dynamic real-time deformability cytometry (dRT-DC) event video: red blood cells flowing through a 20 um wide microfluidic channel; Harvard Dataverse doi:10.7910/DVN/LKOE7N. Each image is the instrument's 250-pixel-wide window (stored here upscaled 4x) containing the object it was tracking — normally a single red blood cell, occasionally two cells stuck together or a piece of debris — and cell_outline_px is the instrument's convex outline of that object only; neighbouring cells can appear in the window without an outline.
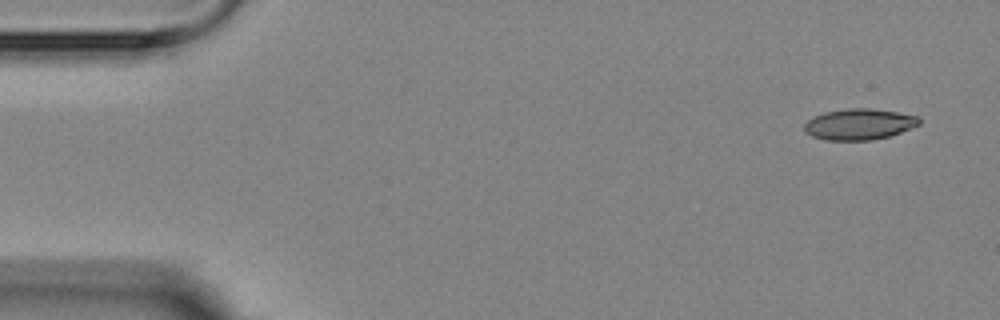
{"species": "Egyptian fruit bat (a non-hibernating species)", "species_latin": "Rousettus aegyptiacus", "temperature_condition": "room temperature", "stored_images_in_passage": 6, "segment_of_instrument_passage": [2, 2], "camera_frame_rate_fps": 3000, "um_per_image_px": 0.085, "animal": {"sex": "female"}, "frame": {"image": 1, "passage_image": 6, "time_ms": 6.0, "image_size_px": [1000, 320], "cell_outline_px": [[920, 124], [900, 132], [888, 136], [872, 140], [824, 140], [812, 136], [804, 132], [804, 124], [812, 116], [824, 112], [848, 108], [872, 108], [920, 116]], "centroid_in_image_um": [73.0, 10.55], "position_along_channel_um": 12.0, "area_um2": 20.87}}